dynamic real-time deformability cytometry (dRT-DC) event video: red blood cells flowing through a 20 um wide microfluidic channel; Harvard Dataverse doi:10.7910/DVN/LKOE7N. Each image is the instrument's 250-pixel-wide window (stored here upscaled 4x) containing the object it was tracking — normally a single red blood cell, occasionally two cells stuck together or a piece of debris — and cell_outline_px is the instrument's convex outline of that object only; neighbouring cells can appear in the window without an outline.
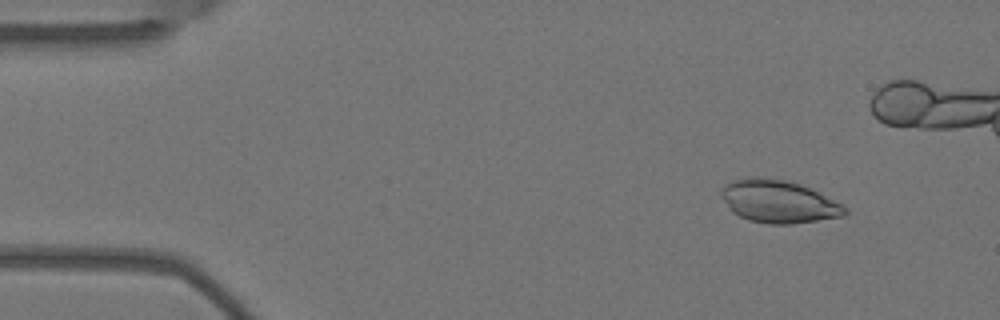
{"species": "Egyptian fruit bat (a non-hibernating species)", "species_latin": "Rousettus aegyptiacus", "temperature_condition": "warm", "stored_images_in_passage": 5, "camera_frame_rate_fps": 3000, "um_per_image_px": 0.085, "animal": {"sex": "female"}, "frame": {"image": 1, "passage_image": 1, "time_ms": 0.0, "image_size_px": [1000, 320], "cell_outline_px": [[848, 212], [844, 216], [792, 224], [768, 224], [748, 220], [732, 212], [720, 196], [720, 192], [724, 184], [732, 180], [748, 176], [752, 176], [784, 180], [800, 184], [848, 208]], "centroid_in_image_um": [66.11, 17.13], "position_along_channel_um": 18.9, "area_um2": 30.63}}